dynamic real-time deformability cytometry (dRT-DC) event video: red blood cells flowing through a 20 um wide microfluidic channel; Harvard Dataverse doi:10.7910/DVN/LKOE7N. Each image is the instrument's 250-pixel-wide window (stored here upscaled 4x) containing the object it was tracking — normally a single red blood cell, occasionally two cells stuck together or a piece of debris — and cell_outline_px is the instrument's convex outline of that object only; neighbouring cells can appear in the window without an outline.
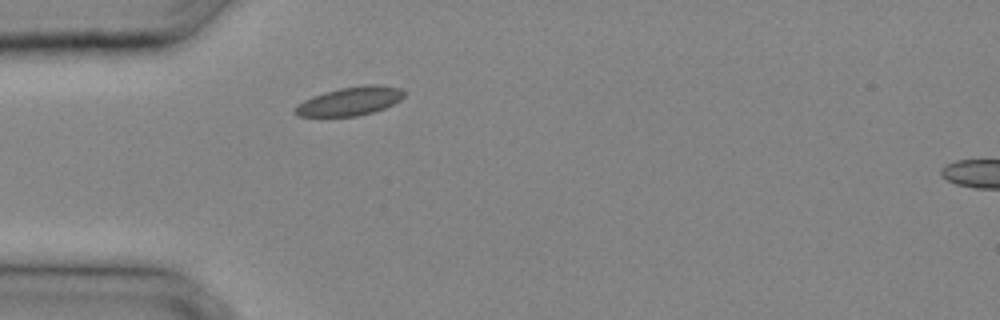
{"species": "common noctule bat (a hibernating species)", "species_latin": "Nyctalus noctula", "temperature_condition": "cold", "stored_images_in_passage": 20, "camera_frame_rate_fps": 3000, "um_per_image_px": 0.085, "animal": {"sex": "male", "body_mass_g": 20.4}, "frame": {"image": 1, "passage_image": 1, "time_ms": 0.0, "image_size_px": [1000, 320], "cell_outline_px": [[404, 96], [400, 100], [384, 108], [372, 112], [356, 116], [296, 116], [292, 112], [292, 108], [296, 104], [312, 96], [324, 92], [340, 88], [368, 84], [376, 84], [400, 88], [404, 92]], "centroid_in_image_um": [29.68, 8.6], "position_along_channel_um": 55.3, "area_um2": 18.21}}
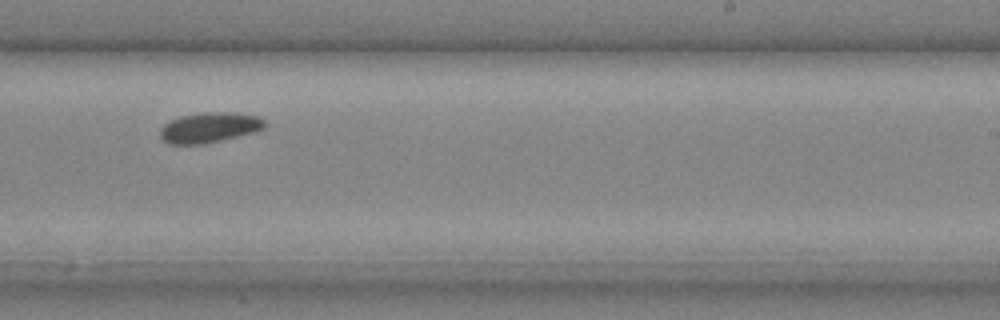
{"frame": {"image": 2, "passage_image": 12, "time_ms": 3.667, "image_size_px": [1000, 320], "cell_outline_px": [[268, 124], [264, 128], [252, 132], [204, 144], [168, 144], [160, 136], [160, 128], [164, 124], [180, 116], [208, 112], [228, 112], [256, 116], [264, 120]], "centroid_in_image_um": [17.78, 10.84], "position_along_channel_um": 271.2, "area_um2": 18.15}}
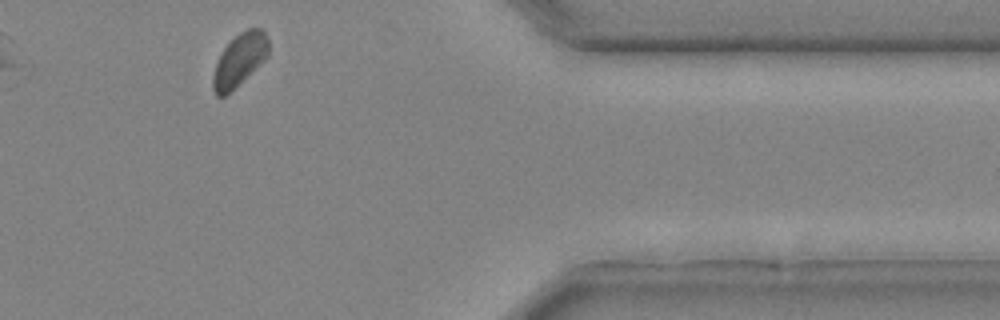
{"frame": {"image": 3, "passage_image": 19, "time_ms": 6.0, "image_size_px": [1000, 320], "cell_outline_px": [[268, 56], [256, 68], [224, 96], [216, 96], [212, 88], [212, 76], [220, 52], [240, 32], [248, 28], [264, 28], [268, 40]], "centroid_in_image_um": [20.35, 5.07], "position_along_channel_um": 391.0, "area_um2": 16.82}}